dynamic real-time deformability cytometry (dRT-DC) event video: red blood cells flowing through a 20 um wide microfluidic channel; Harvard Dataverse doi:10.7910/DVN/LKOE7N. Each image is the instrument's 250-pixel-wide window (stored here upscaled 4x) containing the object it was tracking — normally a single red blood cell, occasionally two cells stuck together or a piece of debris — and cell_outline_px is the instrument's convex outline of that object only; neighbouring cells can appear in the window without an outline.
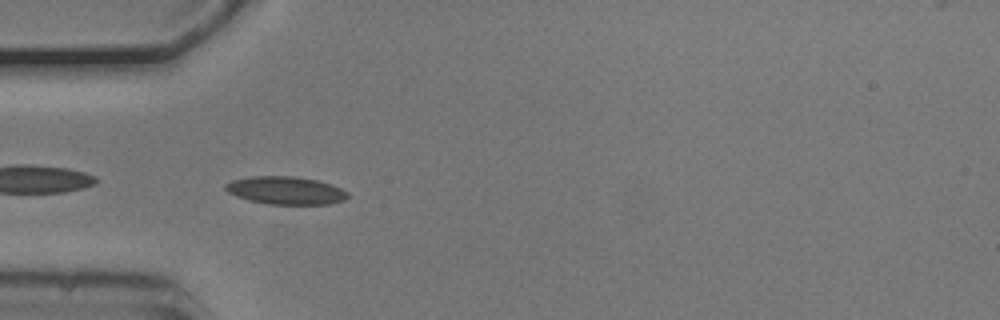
{"species": "common noctule bat (a hibernating species)", "species_latin": "Nyctalus noctula", "temperature_condition": "cold", "stored_images_in_passage": 24, "camera_frame_rate_fps": 3000, "um_per_image_px": 0.085, "animal": {"sex": "male", "body_mass_g": 20.5, "forearm_length_mm": 52.5}, "frame": {"image": 1, "passage_image": 1, "time_ms": 0.0, "image_size_px": [1000, 320], "cell_outline_px": [[348, 196], [344, 200], [328, 204], [268, 204], [236, 196], [228, 192], [224, 188], [224, 184], [232, 180], [252, 176], [292, 176], [316, 180], [332, 184], [348, 192]], "centroid_in_image_um": [24.28, 16.18], "position_along_channel_um": 60.7, "area_um2": 19.71}, "authors_computed_cell_mechanics": {"area_um2": 18.7272, "velocity_mm_per_s": 3.6972, "shape_relaxation_time_tau1_ms": 5.672, "shape_relaxation_time_tau2_ms": 6.1311, "deformation_change_tau1": 0.0917, "deformation_change_tau2": 0.1176}}